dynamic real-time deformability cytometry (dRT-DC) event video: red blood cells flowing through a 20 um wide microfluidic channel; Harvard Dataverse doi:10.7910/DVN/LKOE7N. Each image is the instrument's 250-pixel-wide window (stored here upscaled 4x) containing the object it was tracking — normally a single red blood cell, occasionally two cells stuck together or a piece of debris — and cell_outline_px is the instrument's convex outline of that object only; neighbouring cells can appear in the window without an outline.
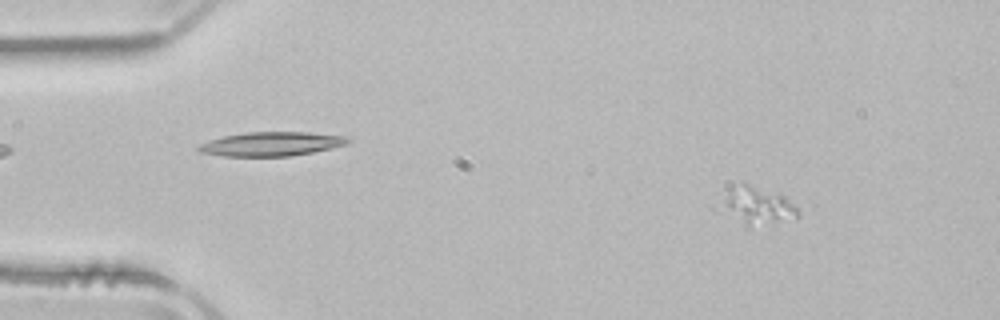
{"species": "common noctule bat (a hibernating species)", "species_latin": "Nyctalus noctula", "temperature_condition": "room temperature", "stored_images_in_passage": 51, "camera_frame_rate_fps": 3000, "um_per_image_px": 0.085, "animal": {"sex": "male", "body_mass_g": 21.5, "forearm_length_mm": 52.0}, "frame": {"image": 1, "passage_image": 6, "time_ms": 1.667, "image_size_px": [1000, 320], "cell_outline_px": [[804, 208], [800, 216], [748, 228], [708, 208], [708, 204], [744, 184], [748, 184], [780, 192]], "centroid_in_image_um": [64.24, 17.53], "position_along_channel_um": 20.8, "area_um2": 18.61}}
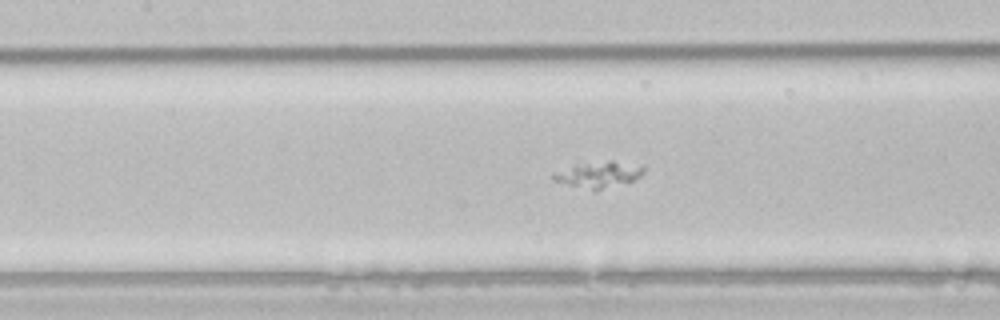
{"frame": {"image": 2, "passage_image": 23, "time_ms": 7.333, "image_size_px": [1000, 320], "cell_outline_px": [[644, 172], [640, 176], [632, 180], [596, 192], [552, 180], [552, 176], [576, 164], [608, 160], [612, 160], [644, 164]], "centroid_in_image_um": [50.98, 14.83], "position_along_channel_um": 156.4, "area_um2": 13.81}}
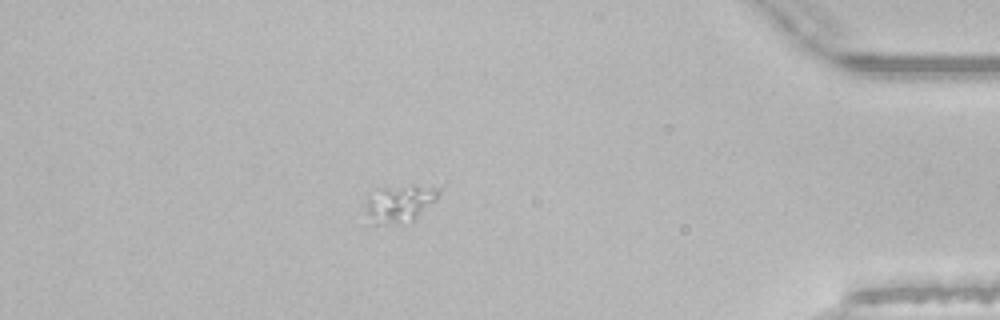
{"frame": {"image": 3, "passage_image": 45, "time_ms": 14.667, "image_size_px": [1000, 320], "cell_outline_px": [[444, 184], [440, 192], [412, 220], [396, 224], [376, 224], [364, 208], [368, 196], [376, 188]], "centroid_in_image_um": [33.97, 17.24], "position_along_channel_um": 401.2, "area_um2": 15.55}}